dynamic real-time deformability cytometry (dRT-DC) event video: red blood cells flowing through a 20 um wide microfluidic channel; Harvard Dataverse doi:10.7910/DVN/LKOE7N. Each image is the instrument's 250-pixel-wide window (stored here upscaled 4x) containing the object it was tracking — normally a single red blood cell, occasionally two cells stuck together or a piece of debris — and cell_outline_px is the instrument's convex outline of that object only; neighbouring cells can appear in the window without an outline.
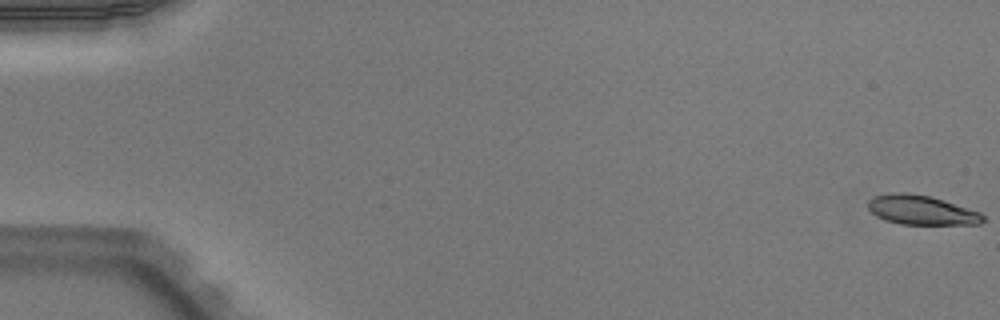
{"species": "Egyptian fruit bat (a non-hibernating species)", "species_latin": "Rousettus aegyptiacus", "temperature_condition": "warm", "stored_images_in_passage": 52, "camera_frame_rate_fps": 3000, "um_per_image_px": 0.085, "animal": {"sex": "male"}, "frame": {"image": 1, "passage_image": 1, "time_ms": 0.0, "image_size_px": [1000, 320], "cell_outline_px": [[984, 220], [980, 224], [900, 224], [876, 216], [868, 208], [868, 200], [876, 196], [892, 192], [908, 192], [928, 196], [980, 212], [984, 216]], "centroid_in_image_um": [78.3, 17.85], "position_along_channel_um": 6.7, "area_um2": 19.36}}
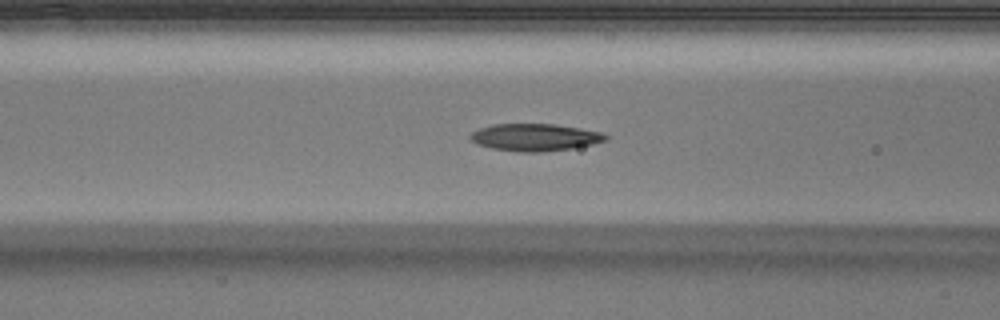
{"frame": {"image": 2, "passage_image": 22, "time_ms": 7.0, "image_size_px": [1000, 320], "cell_outline_px": [[608, 140], [592, 144], [572, 148], [540, 152], [520, 152], [492, 148], [476, 144], [468, 136], [472, 132], [480, 128], [492, 124], [556, 124], [604, 132], [608, 136]], "centroid_in_image_um": [45.49, 11.66], "position_along_channel_um": 121.1, "area_um2": 21.56}}
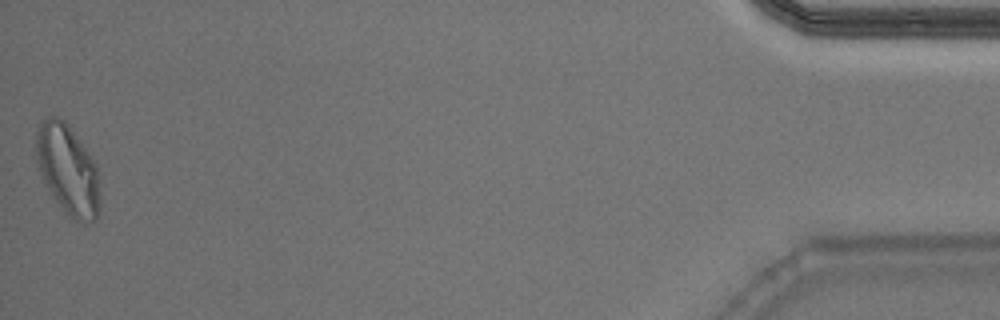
{"frame": {"image": 3, "passage_image": 52, "time_ms": 17.0, "image_size_px": [1000, 320], "cell_outline_px": [[100, 212], [96, 220], [84, 224], [76, 220], [52, 196], [36, 168], [36, 132], [40, 120], [48, 116], [56, 116], [64, 120], [68, 124], [96, 160], [100, 200]], "centroid_in_image_um": [5.77, 14.38], "position_along_channel_um": 429.4, "area_um2": 33.99}, "authors_computed_cell_mechanics": {"area_um2": 20.9814, "velocity_mm_per_s": 3.9819, "shape_relaxation_time_tau1_ms": null, "shape_relaxation_time_tau2_ms": 5.0744, "deformation_change_tau1": null, "deformation_change_tau2": 0.1309}}